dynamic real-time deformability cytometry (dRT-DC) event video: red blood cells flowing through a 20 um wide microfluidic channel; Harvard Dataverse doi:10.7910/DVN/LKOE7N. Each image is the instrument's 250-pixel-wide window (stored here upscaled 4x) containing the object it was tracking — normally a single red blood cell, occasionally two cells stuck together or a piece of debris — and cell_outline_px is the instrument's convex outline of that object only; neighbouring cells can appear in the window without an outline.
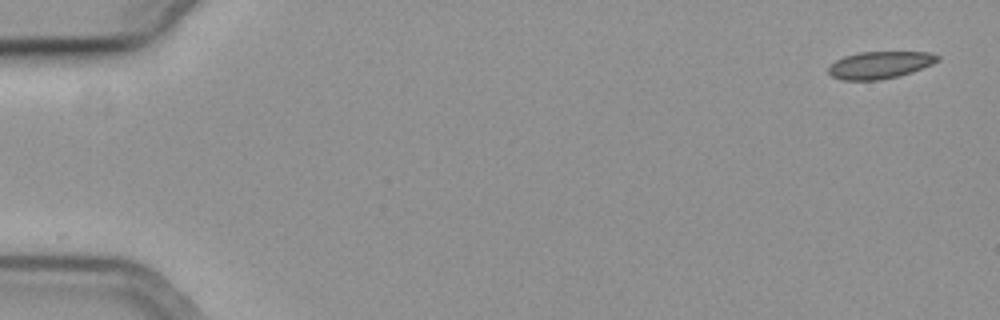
{"species": "common noctule bat (a hibernating species)", "species_latin": "Nyctalus noctula", "temperature_condition": "cold", "stored_images_in_passage": 55, "camera_frame_rate_fps": 3000, "um_per_image_px": 0.085, "animal": {"sex": "female", "body_mass_g": 19.3, "forearm_length_mm": 54.1}, "frame": {"image": 1, "passage_image": 1, "time_ms": 0.0, "image_size_px": [1000, 320], "cell_outline_px": [[940, 60], [932, 64], [912, 72], [900, 76], [880, 80], [840, 80], [832, 76], [828, 72], [828, 68], [836, 60], [844, 56], [860, 52], [928, 52], [940, 56]], "centroid_in_image_um": [74.79, 5.53], "position_along_channel_um": 10.2, "area_um2": 17.34}}
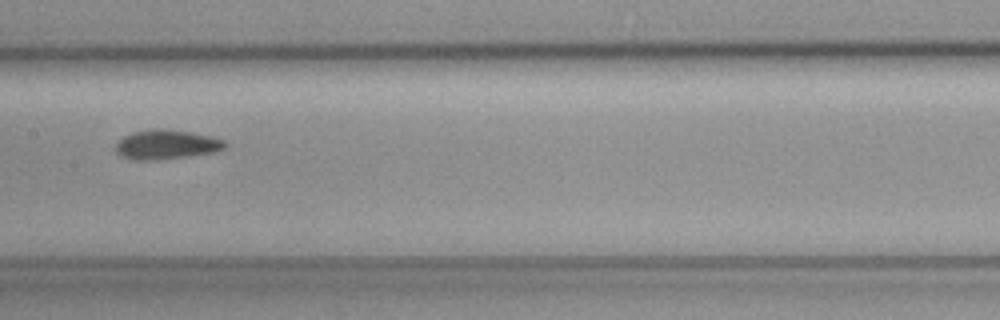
{"frame": {"image": 2, "passage_image": 28, "time_ms": 9.0, "image_size_px": [1000, 320], "cell_outline_px": [[228, 144], [224, 148], [216, 152], [188, 156], [156, 160], [132, 160], [120, 156], [116, 152], [116, 144], [124, 136], [132, 132], [156, 128], [160, 128], [192, 132], [224, 140]], "centroid_in_image_um": [14.13, 12.29], "position_along_channel_um": 193.3, "area_um2": 18.79}}
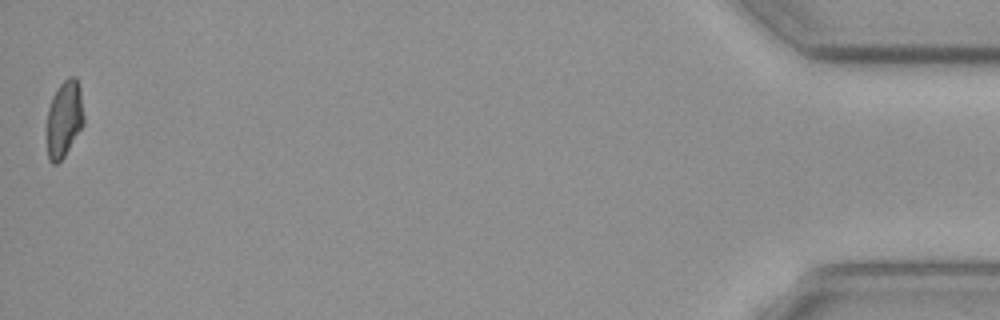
{"frame": {"image": 3, "passage_image": 55, "time_ms": 18.0, "image_size_px": [1000, 320], "cell_outline_px": [[84, 124], [64, 156], [56, 164], [52, 164], [48, 160], [48, 108], [52, 96], [56, 88], [68, 76], [76, 76], [80, 88], [84, 116]], "centroid_in_image_um": [5.47, 10.06], "position_along_channel_um": 429.7, "area_um2": 16.47}, "authors_computed_cell_mechanics": {"area_um2": 17.918, "velocity_mm_per_s": 3.7121, "shape_relaxation_time_tau1_ms": null, "shape_relaxation_time_tau2_ms": 1.3834, "deformation_change_tau1": null, "deformation_change_tau2": 0.0735}}